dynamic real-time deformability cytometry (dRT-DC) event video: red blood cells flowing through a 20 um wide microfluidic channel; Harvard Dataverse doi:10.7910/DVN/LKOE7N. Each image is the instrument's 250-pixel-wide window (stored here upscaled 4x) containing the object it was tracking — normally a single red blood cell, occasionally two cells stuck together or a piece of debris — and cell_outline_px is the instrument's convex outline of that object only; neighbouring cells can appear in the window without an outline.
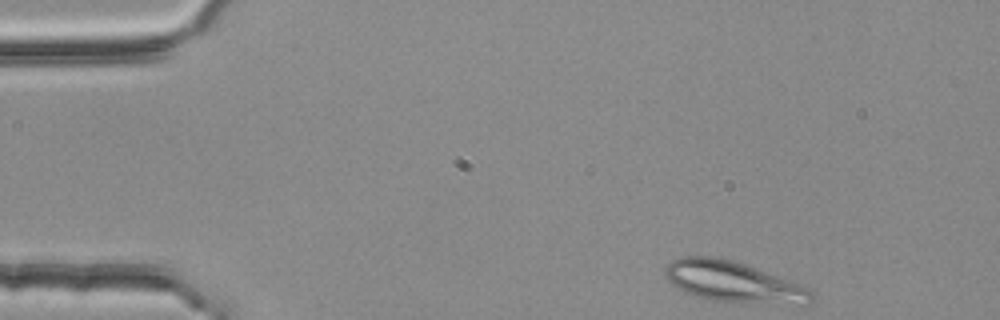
{"species": "common noctule bat (a hibernating species)", "species_latin": "Nyctalus noctula", "temperature_condition": "room temperature", "stored_images_in_passage": 4, "camera_frame_rate_fps": 3000, "um_per_image_px": 0.085, "animal": {"sex": "female", "body_mass_g": 25.1}, "frame": {"image": 1, "passage_image": 1, "time_ms": 0.0, "image_size_px": [1000, 320], "cell_outline_px": [[812, 304], [776, 304], [712, 300], [692, 296], [684, 292], [672, 284], [664, 276], [664, 268], [672, 260], [680, 256], [712, 256], [732, 260], [804, 284], [812, 288]], "centroid_in_image_um": [62.35, 23.96], "position_along_channel_um": 22.6, "area_um2": 35.26}}